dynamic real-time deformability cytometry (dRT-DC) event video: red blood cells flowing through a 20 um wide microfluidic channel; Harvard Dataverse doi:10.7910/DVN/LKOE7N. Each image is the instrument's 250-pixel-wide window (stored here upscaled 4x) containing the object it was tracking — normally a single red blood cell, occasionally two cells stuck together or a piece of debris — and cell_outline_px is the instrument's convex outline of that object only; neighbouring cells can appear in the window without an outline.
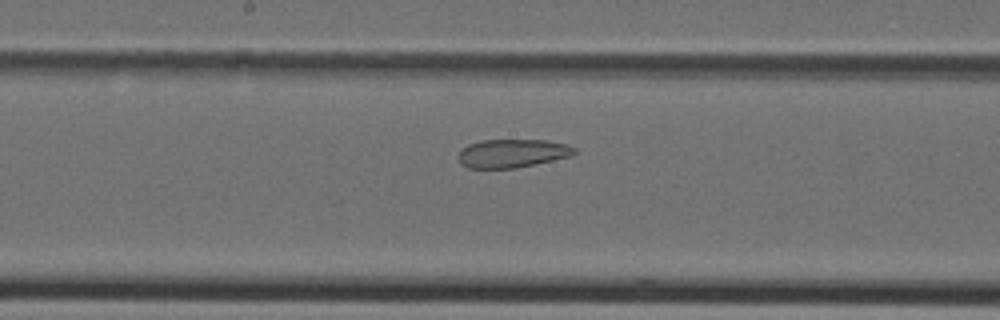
{"species": "Egyptian fruit bat (a non-hibernating species)", "species_latin": "Rousettus aegyptiacus", "temperature_condition": "cold", "stored_images_in_passage": 32, "camera_frame_rate_fps": 3000, "um_per_image_px": 0.085, "animal": {"sex": "female"}, "frame": {"image": 1, "passage_image": 16, "time_ms": 5.0, "image_size_px": [1000, 320], "cell_outline_px": [[576, 152], [572, 156], [516, 168], [468, 168], [460, 164], [456, 156], [468, 144], [480, 140], [544, 140], [568, 144], [576, 148]], "centroid_in_image_um": [43.54, 13.03], "position_along_channel_um": 204.7, "area_um2": 19.36}}
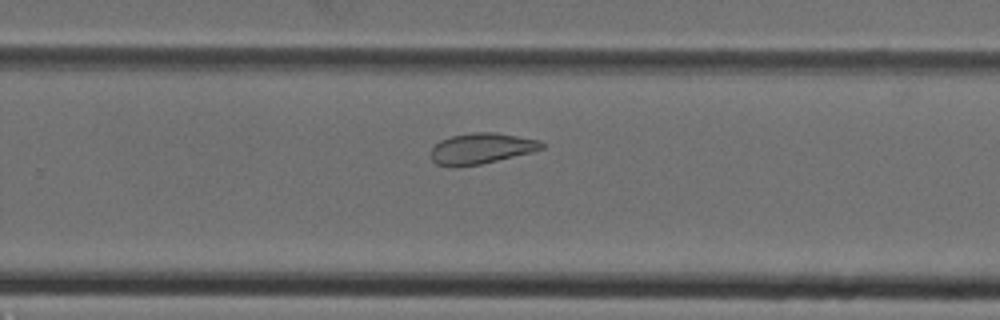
{"frame": {"image": 2, "passage_image": 21, "time_ms": 6.667, "image_size_px": [1000, 320], "cell_outline_px": [[544, 148], [532, 152], [480, 164], [456, 168], [448, 168], [436, 164], [432, 160], [432, 148], [440, 140], [452, 136], [472, 132], [496, 132], [540, 140], [544, 144]], "centroid_in_image_um": [40.89, 12.63], "position_along_channel_um": 288.9, "area_um2": 20.06}}
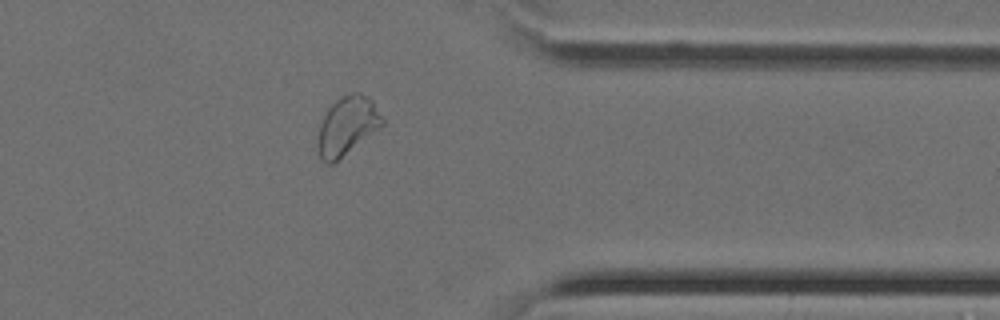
{"frame": {"image": 3, "passage_image": 27, "time_ms": 8.667, "image_size_px": [1000, 320], "cell_outline_px": [[384, 124], [332, 164], [328, 164], [320, 160], [316, 144], [320, 124], [328, 108], [336, 100], [352, 92], [360, 92], [368, 96], [372, 100], [384, 120]], "centroid_in_image_um": [29.48, 10.69], "position_along_channel_um": 381.9, "area_um2": 21.79}}